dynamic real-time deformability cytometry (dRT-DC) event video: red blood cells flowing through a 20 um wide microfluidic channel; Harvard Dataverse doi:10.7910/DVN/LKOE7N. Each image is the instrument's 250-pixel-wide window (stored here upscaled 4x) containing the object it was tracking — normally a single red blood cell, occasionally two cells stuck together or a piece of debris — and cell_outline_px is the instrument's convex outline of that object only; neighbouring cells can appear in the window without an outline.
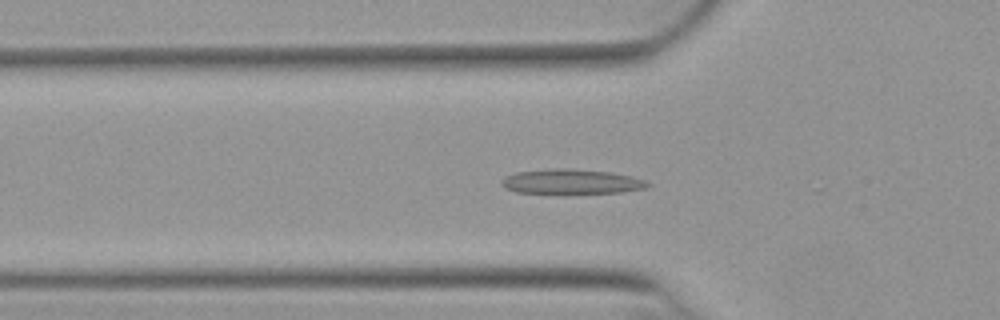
{"species": "Egyptian fruit bat (a non-hibernating species)", "species_latin": "Rousettus aegyptiacus", "temperature_condition": "warm", "stored_images_in_passage": 8, "camera_frame_rate_fps": 3000, "um_per_image_px": 0.085, "animal": {"sex": "female"}, "frame": {"image": 1, "passage_image": 3, "time_ms": 0.667, "image_size_px": [1000, 320], "cell_outline_px": [[652, 184], [648, 188], [620, 192], [516, 192], [508, 188], [500, 180], [504, 176], [516, 172], [556, 168], [568, 168], [608, 172], [628, 176], [644, 180]], "centroid_in_image_um": [48.58, 15.42], "position_along_channel_um": 77.2, "area_um2": 20.4}}
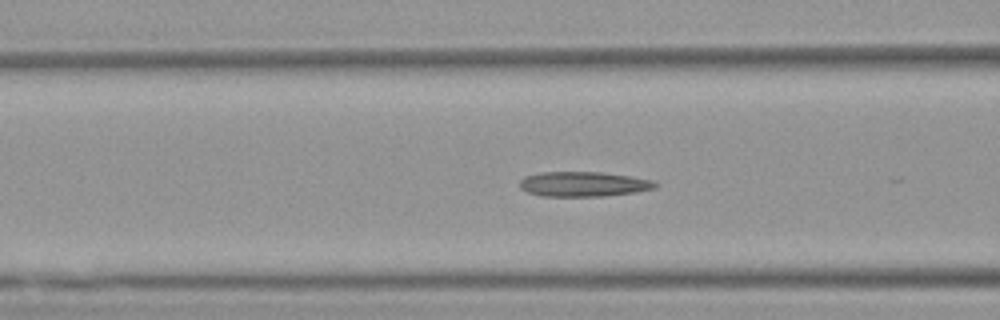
{"frame": {"image": 2, "passage_image": 6, "time_ms": 1.667, "image_size_px": [1000, 320], "cell_outline_px": [[656, 188], [636, 192], [604, 196], [540, 196], [528, 192], [520, 188], [520, 180], [524, 176], [540, 172], [600, 172], [628, 176], [652, 180], [656, 184]], "centroid_in_image_um": [49.55, 15.65], "position_along_channel_um": 117.0, "area_um2": 19.59}}